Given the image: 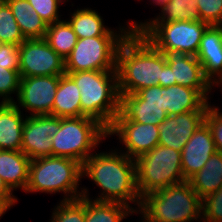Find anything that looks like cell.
<instances>
[{"instance_id": "6da1fadb", "label": "cell", "mask_w": 222, "mask_h": 222, "mask_svg": "<svg viewBox=\"0 0 222 222\" xmlns=\"http://www.w3.org/2000/svg\"><path fill=\"white\" fill-rule=\"evenodd\" d=\"M109 150L95 151L82 164V178L86 177L101 189L92 200L122 203L139 211L142 198L136 184L135 160L117 147Z\"/></svg>"}, {"instance_id": "7a4b0ae2", "label": "cell", "mask_w": 222, "mask_h": 222, "mask_svg": "<svg viewBox=\"0 0 222 222\" xmlns=\"http://www.w3.org/2000/svg\"><path fill=\"white\" fill-rule=\"evenodd\" d=\"M166 54L157 50L137 30L122 41L117 52L116 72L119 94H133L159 85Z\"/></svg>"}, {"instance_id": "3957f363", "label": "cell", "mask_w": 222, "mask_h": 222, "mask_svg": "<svg viewBox=\"0 0 222 222\" xmlns=\"http://www.w3.org/2000/svg\"><path fill=\"white\" fill-rule=\"evenodd\" d=\"M80 90L81 117L96 119L109 129L119 113L116 70L65 72Z\"/></svg>"}, {"instance_id": "277c9868", "label": "cell", "mask_w": 222, "mask_h": 222, "mask_svg": "<svg viewBox=\"0 0 222 222\" xmlns=\"http://www.w3.org/2000/svg\"><path fill=\"white\" fill-rule=\"evenodd\" d=\"M82 164L74 159L48 156L30 160L25 193H63L62 200L81 197ZM79 188V189H78Z\"/></svg>"}, {"instance_id": "5b68a950", "label": "cell", "mask_w": 222, "mask_h": 222, "mask_svg": "<svg viewBox=\"0 0 222 222\" xmlns=\"http://www.w3.org/2000/svg\"><path fill=\"white\" fill-rule=\"evenodd\" d=\"M139 212L150 222H202V199L184 181L143 196Z\"/></svg>"}, {"instance_id": "8992f818", "label": "cell", "mask_w": 222, "mask_h": 222, "mask_svg": "<svg viewBox=\"0 0 222 222\" xmlns=\"http://www.w3.org/2000/svg\"><path fill=\"white\" fill-rule=\"evenodd\" d=\"M109 138L108 129L88 116L61 118L60 127L52 139V156L74 159L81 164Z\"/></svg>"}, {"instance_id": "52a82bcc", "label": "cell", "mask_w": 222, "mask_h": 222, "mask_svg": "<svg viewBox=\"0 0 222 222\" xmlns=\"http://www.w3.org/2000/svg\"><path fill=\"white\" fill-rule=\"evenodd\" d=\"M136 184L141 196L186 181L182 173L181 152L157 145L135 159Z\"/></svg>"}, {"instance_id": "ba28073f", "label": "cell", "mask_w": 222, "mask_h": 222, "mask_svg": "<svg viewBox=\"0 0 222 222\" xmlns=\"http://www.w3.org/2000/svg\"><path fill=\"white\" fill-rule=\"evenodd\" d=\"M209 25L201 20L143 23L137 31L164 54L196 56L202 35Z\"/></svg>"}, {"instance_id": "9c48e42d", "label": "cell", "mask_w": 222, "mask_h": 222, "mask_svg": "<svg viewBox=\"0 0 222 222\" xmlns=\"http://www.w3.org/2000/svg\"><path fill=\"white\" fill-rule=\"evenodd\" d=\"M127 36L80 38L65 59V72L116 70L117 52Z\"/></svg>"}, {"instance_id": "30bf717a", "label": "cell", "mask_w": 222, "mask_h": 222, "mask_svg": "<svg viewBox=\"0 0 222 222\" xmlns=\"http://www.w3.org/2000/svg\"><path fill=\"white\" fill-rule=\"evenodd\" d=\"M20 77L61 76L65 74V60L45 39H26L19 45Z\"/></svg>"}, {"instance_id": "8fae6325", "label": "cell", "mask_w": 222, "mask_h": 222, "mask_svg": "<svg viewBox=\"0 0 222 222\" xmlns=\"http://www.w3.org/2000/svg\"><path fill=\"white\" fill-rule=\"evenodd\" d=\"M60 76L20 77L17 101L13 103L30 113L27 116L51 115Z\"/></svg>"}, {"instance_id": "7c38bea8", "label": "cell", "mask_w": 222, "mask_h": 222, "mask_svg": "<svg viewBox=\"0 0 222 222\" xmlns=\"http://www.w3.org/2000/svg\"><path fill=\"white\" fill-rule=\"evenodd\" d=\"M112 135L122 144L119 151L134 160L159 145V126L124 120L119 114L108 129V137Z\"/></svg>"}, {"instance_id": "4fadbf2b", "label": "cell", "mask_w": 222, "mask_h": 222, "mask_svg": "<svg viewBox=\"0 0 222 222\" xmlns=\"http://www.w3.org/2000/svg\"><path fill=\"white\" fill-rule=\"evenodd\" d=\"M61 118L51 115L27 116L22 131L21 151L31 160L52 156V139Z\"/></svg>"}, {"instance_id": "5bb4252c", "label": "cell", "mask_w": 222, "mask_h": 222, "mask_svg": "<svg viewBox=\"0 0 222 222\" xmlns=\"http://www.w3.org/2000/svg\"><path fill=\"white\" fill-rule=\"evenodd\" d=\"M166 64L171 68L172 85L197 89L208 101L214 87L204 76L196 56L181 53L166 54ZM210 94V95H209Z\"/></svg>"}, {"instance_id": "9a60e30c", "label": "cell", "mask_w": 222, "mask_h": 222, "mask_svg": "<svg viewBox=\"0 0 222 222\" xmlns=\"http://www.w3.org/2000/svg\"><path fill=\"white\" fill-rule=\"evenodd\" d=\"M206 111L170 115L159 125V145L181 152L193 133L204 122Z\"/></svg>"}, {"instance_id": "2e32d148", "label": "cell", "mask_w": 222, "mask_h": 222, "mask_svg": "<svg viewBox=\"0 0 222 222\" xmlns=\"http://www.w3.org/2000/svg\"><path fill=\"white\" fill-rule=\"evenodd\" d=\"M216 151L211 131L203 122L182 148L181 163L184 179L187 181L200 171Z\"/></svg>"}, {"instance_id": "e0dca14e", "label": "cell", "mask_w": 222, "mask_h": 222, "mask_svg": "<svg viewBox=\"0 0 222 222\" xmlns=\"http://www.w3.org/2000/svg\"><path fill=\"white\" fill-rule=\"evenodd\" d=\"M196 58L202 65L204 76L214 87L220 88L222 85V31L217 25H209L204 31Z\"/></svg>"}, {"instance_id": "ac0fdd59", "label": "cell", "mask_w": 222, "mask_h": 222, "mask_svg": "<svg viewBox=\"0 0 222 222\" xmlns=\"http://www.w3.org/2000/svg\"><path fill=\"white\" fill-rule=\"evenodd\" d=\"M67 21L72 27L74 33L80 38H91L95 36H128L132 31L127 22L126 25H119V30H114L106 26L103 16L98 11L88 8H77Z\"/></svg>"}, {"instance_id": "d6986e66", "label": "cell", "mask_w": 222, "mask_h": 222, "mask_svg": "<svg viewBox=\"0 0 222 222\" xmlns=\"http://www.w3.org/2000/svg\"><path fill=\"white\" fill-rule=\"evenodd\" d=\"M208 101L197 89L182 85L164 87V108L168 116L184 112L207 111Z\"/></svg>"}, {"instance_id": "ffe728a7", "label": "cell", "mask_w": 222, "mask_h": 222, "mask_svg": "<svg viewBox=\"0 0 222 222\" xmlns=\"http://www.w3.org/2000/svg\"><path fill=\"white\" fill-rule=\"evenodd\" d=\"M26 117L14 103H0V150H21Z\"/></svg>"}, {"instance_id": "44dd1931", "label": "cell", "mask_w": 222, "mask_h": 222, "mask_svg": "<svg viewBox=\"0 0 222 222\" xmlns=\"http://www.w3.org/2000/svg\"><path fill=\"white\" fill-rule=\"evenodd\" d=\"M30 160L21 150H0V177L13 193L18 189L25 192Z\"/></svg>"}, {"instance_id": "7402d4cb", "label": "cell", "mask_w": 222, "mask_h": 222, "mask_svg": "<svg viewBox=\"0 0 222 222\" xmlns=\"http://www.w3.org/2000/svg\"><path fill=\"white\" fill-rule=\"evenodd\" d=\"M119 115L124 120L159 126L168 114L159 105L145 104L136 93L119 94Z\"/></svg>"}, {"instance_id": "603a6c76", "label": "cell", "mask_w": 222, "mask_h": 222, "mask_svg": "<svg viewBox=\"0 0 222 222\" xmlns=\"http://www.w3.org/2000/svg\"><path fill=\"white\" fill-rule=\"evenodd\" d=\"M80 90L75 81L68 75L60 76L54 97L52 116L59 118L81 117Z\"/></svg>"}, {"instance_id": "cb8c5ba5", "label": "cell", "mask_w": 222, "mask_h": 222, "mask_svg": "<svg viewBox=\"0 0 222 222\" xmlns=\"http://www.w3.org/2000/svg\"><path fill=\"white\" fill-rule=\"evenodd\" d=\"M81 197H85V222H122L135 213L122 203L92 200L94 196L90 197L86 187L82 188Z\"/></svg>"}, {"instance_id": "d4e9b609", "label": "cell", "mask_w": 222, "mask_h": 222, "mask_svg": "<svg viewBox=\"0 0 222 222\" xmlns=\"http://www.w3.org/2000/svg\"><path fill=\"white\" fill-rule=\"evenodd\" d=\"M25 39H44L48 25L27 0H5Z\"/></svg>"}, {"instance_id": "484cf974", "label": "cell", "mask_w": 222, "mask_h": 222, "mask_svg": "<svg viewBox=\"0 0 222 222\" xmlns=\"http://www.w3.org/2000/svg\"><path fill=\"white\" fill-rule=\"evenodd\" d=\"M187 181L201 199L216 192L222 186V153L212 154L204 167Z\"/></svg>"}, {"instance_id": "4316f807", "label": "cell", "mask_w": 222, "mask_h": 222, "mask_svg": "<svg viewBox=\"0 0 222 222\" xmlns=\"http://www.w3.org/2000/svg\"><path fill=\"white\" fill-rule=\"evenodd\" d=\"M197 0H171L160 7L155 18L146 19L144 22L129 21L130 28L137 30L143 23H167L171 21H197L200 20Z\"/></svg>"}, {"instance_id": "83f0119b", "label": "cell", "mask_w": 222, "mask_h": 222, "mask_svg": "<svg viewBox=\"0 0 222 222\" xmlns=\"http://www.w3.org/2000/svg\"><path fill=\"white\" fill-rule=\"evenodd\" d=\"M44 39L65 60L76 45L78 37L69 22L62 19L48 25Z\"/></svg>"}, {"instance_id": "f1b7e54d", "label": "cell", "mask_w": 222, "mask_h": 222, "mask_svg": "<svg viewBox=\"0 0 222 222\" xmlns=\"http://www.w3.org/2000/svg\"><path fill=\"white\" fill-rule=\"evenodd\" d=\"M25 40L10 6L0 0V43L20 45Z\"/></svg>"}, {"instance_id": "f546056e", "label": "cell", "mask_w": 222, "mask_h": 222, "mask_svg": "<svg viewBox=\"0 0 222 222\" xmlns=\"http://www.w3.org/2000/svg\"><path fill=\"white\" fill-rule=\"evenodd\" d=\"M49 222H85V197L61 200L53 208Z\"/></svg>"}, {"instance_id": "4dcf8cb0", "label": "cell", "mask_w": 222, "mask_h": 222, "mask_svg": "<svg viewBox=\"0 0 222 222\" xmlns=\"http://www.w3.org/2000/svg\"><path fill=\"white\" fill-rule=\"evenodd\" d=\"M20 75L19 70H11L0 66V103H13V94L18 95Z\"/></svg>"}, {"instance_id": "1f68e13d", "label": "cell", "mask_w": 222, "mask_h": 222, "mask_svg": "<svg viewBox=\"0 0 222 222\" xmlns=\"http://www.w3.org/2000/svg\"><path fill=\"white\" fill-rule=\"evenodd\" d=\"M202 222H222V186L202 199Z\"/></svg>"}, {"instance_id": "d6a6232c", "label": "cell", "mask_w": 222, "mask_h": 222, "mask_svg": "<svg viewBox=\"0 0 222 222\" xmlns=\"http://www.w3.org/2000/svg\"><path fill=\"white\" fill-rule=\"evenodd\" d=\"M216 104L208 105L204 122L209 127L216 150L222 153V112Z\"/></svg>"}, {"instance_id": "836d02e7", "label": "cell", "mask_w": 222, "mask_h": 222, "mask_svg": "<svg viewBox=\"0 0 222 222\" xmlns=\"http://www.w3.org/2000/svg\"><path fill=\"white\" fill-rule=\"evenodd\" d=\"M36 10L37 14L45 21L47 25L62 20L59 13L61 2L59 0H27Z\"/></svg>"}, {"instance_id": "e575fe53", "label": "cell", "mask_w": 222, "mask_h": 222, "mask_svg": "<svg viewBox=\"0 0 222 222\" xmlns=\"http://www.w3.org/2000/svg\"><path fill=\"white\" fill-rule=\"evenodd\" d=\"M200 20L208 25H218L222 20V0H197Z\"/></svg>"}, {"instance_id": "d590c367", "label": "cell", "mask_w": 222, "mask_h": 222, "mask_svg": "<svg viewBox=\"0 0 222 222\" xmlns=\"http://www.w3.org/2000/svg\"><path fill=\"white\" fill-rule=\"evenodd\" d=\"M0 66L11 70H19V45L0 43Z\"/></svg>"}, {"instance_id": "8d00e7d4", "label": "cell", "mask_w": 222, "mask_h": 222, "mask_svg": "<svg viewBox=\"0 0 222 222\" xmlns=\"http://www.w3.org/2000/svg\"><path fill=\"white\" fill-rule=\"evenodd\" d=\"M142 100H145V104L159 105L164 108V87L160 85L147 87L139 90L136 93Z\"/></svg>"}, {"instance_id": "74e56055", "label": "cell", "mask_w": 222, "mask_h": 222, "mask_svg": "<svg viewBox=\"0 0 222 222\" xmlns=\"http://www.w3.org/2000/svg\"><path fill=\"white\" fill-rule=\"evenodd\" d=\"M0 200L10 209L18 202V198L0 177Z\"/></svg>"}, {"instance_id": "f35d334b", "label": "cell", "mask_w": 222, "mask_h": 222, "mask_svg": "<svg viewBox=\"0 0 222 222\" xmlns=\"http://www.w3.org/2000/svg\"><path fill=\"white\" fill-rule=\"evenodd\" d=\"M162 87L172 86L171 68L166 64L162 69V80H159Z\"/></svg>"}, {"instance_id": "ab89813d", "label": "cell", "mask_w": 222, "mask_h": 222, "mask_svg": "<svg viewBox=\"0 0 222 222\" xmlns=\"http://www.w3.org/2000/svg\"><path fill=\"white\" fill-rule=\"evenodd\" d=\"M170 1L171 0H152L150 4L154 3V8H155V5L160 8L162 5L169 3Z\"/></svg>"}, {"instance_id": "60d3db41", "label": "cell", "mask_w": 222, "mask_h": 222, "mask_svg": "<svg viewBox=\"0 0 222 222\" xmlns=\"http://www.w3.org/2000/svg\"><path fill=\"white\" fill-rule=\"evenodd\" d=\"M9 210V208L0 200V219Z\"/></svg>"}, {"instance_id": "b9f144b4", "label": "cell", "mask_w": 222, "mask_h": 222, "mask_svg": "<svg viewBox=\"0 0 222 222\" xmlns=\"http://www.w3.org/2000/svg\"><path fill=\"white\" fill-rule=\"evenodd\" d=\"M135 214H140V216L139 217H141V222H150L145 216H143L139 211H135ZM139 222H140V220H139Z\"/></svg>"}, {"instance_id": "7bdbcfd3", "label": "cell", "mask_w": 222, "mask_h": 222, "mask_svg": "<svg viewBox=\"0 0 222 222\" xmlns=\"http://www.w3.org/2000/svg\"><path fill=\"white\" fill-rule=\"evenodd\" d=\"M220 29H221V31H222V20L220 21V23L217 25Z\"/></svg>"}, {"instance_id": "ee69618b", "label": "cell", "mask_w": 222, "mask_h": 222, "mask_svg": "<svg viewBox=\"0 0 222 222\" xmlns=\"http://www.w3.org/2000/svg\"><path fill=\"white\" fill-rule=\"evenodd\" d=\"M62 4L65 3L66 1L68 2L69 0H59Z\"/></svg>"}]
</instances>
